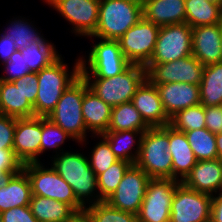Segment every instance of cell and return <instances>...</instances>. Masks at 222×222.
<instances>
[{"instance_id":"cell-9","label":"cell","mask_w":222,"mask_h":222,"mask_svg":"<svg viewBox=\"0 0 222 222\" xmlns=\"http://www.w3.org/2000/svg\"><path fill=\"white\" fill-rule=\"evenodd\" d=\"M180 183L176 179L151 178L137 222H170L172 200Z\"/></svg>"},{"instance_id":"cell-36","label":"cell","mask_w":222,"mask_h":222,"mask_svg":"<svg viewBox=\"0 0 222 222\" xmlns=\"http://www.w3.org/2000/svg\"><path fill=\"white\" fill-rule=\"evenodd\" d=\"M26 20H14L12 21L11 26L8 28L4 34L13 38L17 50L28 48L32 43L37 41H48L40 36V33L37 32L34 27L32 28L29 22ZM39 34V35H38Z\"/></svg>"},{"instance_id":"cell-2","label":"cell","mask_w":222,"mask_h":222,"mask_svg":"<svg viewBox=\"0 0 222 222\" xmlns=\"http://www.w3.org/2000/svg\"><path fill=\"white\" fill-rule=\"evenodd\" d=\"M61 151L62 154L58 153L57 157H53L51 167L72 187L77 201L84 208L85 199L87 201L90 197L94 200H89L92 204L100 202L99 195L94 194L98 189L97 177L90 167L88 158L81 153L63 152V149Z\"/></svg>"},{"instance_id":"cell-10","label":"cell","mask_w":222,"mask_h":222,"mask_svg":"<svg viewBox=\"0 0 222 222\" xmlns=\"http://www.w3.org/2000/svg\"><path fill=\"white\" fill-rule=\"evenodd\" d=\"M192 55V27L184 23L160 27L154 53L147 64H161Z\"/></svg>"},{"instance_id":"cell-4","label":"cell","mask_w":222,"mask_h":222,"mask_svg":"<svg viewBox=\"0 0 222 222\" xmlns=\"http://www.w3.org/2000/svg\"><path fill=\"white\" fill-rule=\"evenodd\" d=\"M142 17V0H100L98 23L90 37L118 40Z\"/></svg>"},{"instance_id":"cell-37","label":"cell","mask_w":222,"mask_h":222,"mask_svg":"<svg viewBox=\"0 0 222 222\" xmlns=\"http://www.w3.org/2000/svg\"><path fill=\"white\" fill-rule=\"evenodd\" d=\"M101 141L92 150L89 164L95 176L105 172L113 163L119 159L115 156L108 141L101 136Z\"/></svg>"},{"instance_id":"cell-13","label":"cell","mask_w":222,"mask_h":222,"mask_svg":"<svg viewBox=\"0 0 222 222\" xmlns=\"http://www.w3.org/2000/svg\"><path fill=\"white\" fill-rule=\"evenodd\" d=\"M147 78L154 84L187 83L200 85L204 65L193 55L161 64H146Z\"/></svg>"},{"instance_id":"cell-11","label":"cell","mask_w":222,"mask_h":222,"mask_svg":"<svg viewBox=\"0 0 222 222\" xmlns=\"http://www.w3.org/2000/svg\"><path fill=\"white\" fill-rule=\"evenodd\" d=\"M160 27L142 19L129 28L117 41L131 64L145 66L151 59Z\"/></svg>"},{"instance_id":"cell-12","label":"cell","mask_w":222,"mask_h":222,"mask_svg":"<svg viewBox=\"0 0 222 222\" xmlns=\"http://www.w3.org/2000/svg\"><path fill=\"white\" fill-rule=\"evenodd\" d=\"M212 195L195 191L182 182L176 187L170 209V222H208Z\"/></svg>"},{"instance_id":"cell-43","label":"cell","mask_w":222,"mask_h":222,"mask_svg":"<svg viewBox=\"0 0 222 222\" xmlns=\"http://www.w3.org/2000/svg\"><path fill=\"white\" fill-rule=\"evenodd\" d=\"M206 128L214 134L222 132L221 105L204 107Z\"/></svg>"},{"instance_id":"cell-50","label":"cell","mask_w":222,"mask_h":222,"mask_svg":"<svg viewBox=\"0 0 222 222\" xmlns=\"http://www.w3.org/2000/svg\"><path fill=\"white\" fill-rule=\"evenodd\" d=\"M206 1H209V2H212L214 4H217V5H221L222 6V0H206Z\"/></svg>"},{"instance_id":"cell-23","label":"cell","mask_w":222,"mask_h":222,"mask_svg":"<svg viewBox=\"0 0 222 222\" xmlns=\"http://www.w3.org/2000/svg\"><path fill=\"white\" fill-rule=\"evenodd\" d=\"M112 107L87 88L82 102V114L87 130L96 136L108 131Z\"/></svg>"},{"instance_id":"cell-30","label":"cell","mask_w":222,"mask_h":222,"mask_svg":"<svg viewBox=\"0 0 222 222\" xmlns=\"http://www.w3.org/2000/svg\"><path fill=\"white\" fill-rule=\"evenodd\" d=\"M148 128L150 126L131 101L112 107L108 131L135 130L144 133Z\"/></svg>"},{"instance_id":"cell-22","label":"cell","mask_w":222,"mask_h":222,"mask_svg":"<svg viewBox=\"0 0 222 222\" xmlns=\"http://www.w3.org/2000/svg\"><path fill=\"white\" fill-rule=\"evenodd\" d=\"M169 153L172 158L173 179L182 182L196 165V158L182 131L169 124ZM180 177V179L178 178Z\"/></svg>"},{"instance_id":"cell-32","label":"cell","mask_w":222,"mask_h":222,"mask_svg":"<svg viewBox=\"0 0 222 222\" xmlns=\"http://www.w3.org/2000/svg\"><path fill=\"white\" fill-rule=\"evenodd\" d=\"M197 161L218 158L216 138L207 128L184 132Z\"/></svg>"},{"instance_id":"cell-39","label":"cell","mask_w":222,"mask_h":222,"mask_svg":"<svg viewBox=\"0 0 222 222\" xmlns=\"http://www.w3.org/2000/svg\"><path fill=\"white\" fill-rule=\"evenodd\" d=\"M5 67V72L8 76H1V81L13 82L18 78H22L26 74L30 73V70L23 60L21 50H16L11 56L10 59L3 64Z\"/></svg>"},{"instance_id":"cell-28","label":"cell","mask_w":222,"mask_h":222,"mask_svg":"<svg viewBox=\"0 0 222 222\" xmlns=\"http://www.w3.org/2000/svg\"><path fill=\"white\" fill-rule=\"evenodd\" d=\"M200 104L203 107L222 104V62L206 65L200 83Z\"/></svg>"},{"instance_id":"cell-3","label":"cell","mask_w":222,"mask_h":222,"mask_svg":"<svg viewBox=\"0 0 222 222\" xmlns=\"http://www.w3.org/2000/svg\"><path fill=\"white\" fill-rule=\"evenodd\" d=\"M169 144V124L148 128L141 137L140 151L135 165L150 178L173 179Z\"/></svg>"},{"instance_id":"cell-24","label":"cell","mask_w":222,"mask_h":222,"mask_svg":"<svg viewBox=\"0 0 222 222\" xmlns=\"http://www.w3.org/2000/svg\"><path fill=\"white\" fill-rule=\"evenodd\" d=\"M32 197L30 180L21 169L6 186L0 188V213L19 206H29Z\"/></svg>"},{"instance_id":"cell-8","label":"cell","mask_w":222,"mask_h":222,"mask_svg":"<svg viewBox=\"0 0 222 222\" xmlns=\"http://www.w3.org/2000/svg\"><path fill=\"white\" fill-rule=\"evenodd\" d=\"M22 169L30 180L32 195L47 197L70 205L75 211L84 207L77 201L72 187L51 167L40 162L24 164Z\"/></svg>"},{"instance_id":"cell-16","label":"cell","mask_w":222,"mask_h":222,"mask_svg":"<svg viewBox=\"0 0 222 222\" xmlns=\"http://www.w3.org/2000/svg\"><path fill=\"white\" fill-rule=\"evenodd\" d=\"M41 139L42 117L16 118L13 152L23 165L40 162Z\"/></svg>"},{"instance_id":"cell-35","label":"cell","mask_w":222,"mask_h":222,"mask_svg":"<svg viewBox=\"0 0 222 222\" xmlns=\"http://www.w3.org/2000/svg\"><path fill=\"white\" fill-rule=\"evenodd\" d=\"M88 204L86 209L89 211L93 222H137V215L118 210L106 201Z\"/></svg>"},{"instance_id":"cell-44","label":"cell","mask_w":222,"mask_h":222,"mask_svg":"<svg viewBox=\"0 0 222 222\" xmlns=\"http://www.w3.org/2000/svg\"><path fill=\"white\" fill-rule=\"evenodd\" d=\"M23 164L16 158L13 149H0V169H22Z\"/></svg>"},{"instance_id":"cell-1","label":"cell","mask_w":222,"mask_h":222,"mask_svg":"<svg viewBox=\"0 0 222 222\" xmlns=\"http://www.w3.org/2000/svg\"><path fill=\"white\" fill-rule=\"evenodd\" d=\"M58 57L48 67L37 72L38 94L33 105L34 116L48 117L63 92L81 76V61L77 60L68 74L67 65Z\"/></svg>"},{"instance_id":"cell-47","label":"cell","mask_w":222,"mask_h":222,"mask_svg":"<svg viewBox=\"0 0 222 222\" xmlns=\"http://www.w3.org/2000/svg\"><path fill=\"white\" fill-rule=\"evenodd\" d=\"M66 222H93L89 211L84 208L82 210L75 211Z\"/></svg>"},{"instance_id":"cell-34","label":"cell","mask_w":222,"mask_h":222,"mask_svg":"<svg viewBox=\"0 0 222 222\" xmlns=\"http://www.w3.org/2000/svg\"><path fill=\"white\" fill-rule=\"evenodd\" d=\"M170 125L182 132L206 128L204 107L199 104L179 111L171 118Z\"/></svg>"},{"instance_id":"cell-14","label":"cell","mask_w":222,"mask_h":222,"mask_svg":"<svg viewBox=\"0 0 222 222\" xmlns=\"http://www.w3.org/2000/svg\"><path fill=\"white\" fill-rule=\"evenodd\" d=\"M151 178L138 166L131 165L115 192L106 200L112 207L138 214Z\"/></svg>"},{"instance_id":"cell-51","label":"cell","mask_w":222,"mask_h":222,"mask_svg":"<svg viewBox=\"0 0 222 222\" xmlns=\"http://www.w3.org/2000/svg\"><path fill=\"white\" fill-rule=\"evenodd\" d=\"M221 42H222V22H221Z\"/></svg>"},{"instance_id":"cell-49","label":"cell","mask_w":222,"mask_h":222,"mask_svg":"<svg viewBox=\"0 0 222 222\" xmlns=\"http://www.w3.org/2000/svg\"><path fill=\"white\" fill-rule=\"evenodd\" d=\"M218 159L222 161V132L215 135Z\"/></svg>"},{"instance_id":"cell-33","label":"cell","mask_w":222,"mask_h":222,"mask_svg":"<svg viewBox=\"0 0 222 222\" xmlns=\"http://www.w3.org/2000/svg\"><path fill=\"white\" fill-rule=\"evenodd\" d=\"M132 164L118 160L113 163L105 172L97 176V187L100 201H106L117 189L124 173Z\"/></svg>"},{"instance_id":"cell-29","label":"cell","mask_w":222,"mask_h":222,"mask_svg":"<svg viewBox=\"0 0 222 222\" xmlns=\"http://www.w3.org/2000/svg\"><path fill=\"white\" fill-rule=\"evenodd\" d=\"M185 22L192 28L222 22V6L206 0H185Z\"/></svg>"},{"instance_id":"cell-26","label":"cell","mask_w":222,"mask_h":222,"mask_svg":"<svg viewBox=\"0 0 222 222\" xmlns=\"http://www.w3.org/2000/svg\"><path fill=\"white\" fill-rule=\"evenodd\" d=\"M29 206L38 222H66L75 212L67 203L38 195H32Z\"/></svg>"},{"instance_id":"cell-48","label":"cell","mask_w":222,"mask_h":222,"mask_svg":"<svg viewBox=\"0 0 222 222\" xmlns=\"http://www.w3.org/2000/svg\"><path fill=\"white\" fill-rule=\"evenodd\" d=\"M21 169H0V188L6 186L11 177Z\"/></svg>"},{"instance_id":"cell-31","label":"cell","mask_w":222,"mask_h":222,"mask_svg":"<svg viewBox=\"0 0 222 222\" xmlns=\"http://www.w3.org/2000/svg\"><path fill=\"white\" fill-rule=\"evenodd\" d=\"M23 60L26 62L30 72H39L48 67L59 56L55 46L48 41H37L28 48L21 49Z\"/></svg>"},{"instance_id":"cell-6","label":"cell","mask_w":222,"mask_h":222,"mask_svg":"<svg viewBox=\"0 0 222 222\" xmlns=\"http://www.w3.org/2000/svg\"><path fill=\"white\" fill-rule=\"evenodd\" d=\"M147 78L143 65L131 64L124 72L109 78L85 79L88 88L111 107L130 102Z\"/></svg>"},{"instance_id":"cell-38","label":"cell","mask_w":222,"mask_h":222,"mask_svg":"<svg viewBox=\"0 0 222 222\" xmlns=\"http://www.w3.org/2000/svg\"><path fill=\"white\" fill-rule=\"evenodd\" d=\"M67 138L72 137L49 118L42 117L41 154L48 148L58 149Z\"/></svg>"},{"instance_id":"cell-19","label":"cell","mask_w":222,"mask_h":222,"mask_svg":"<svg viewBox=\"0 0 222 222\" xmlns=\"http://www.w3.org/2000/svg\"><path fill=\"white\" fill-rule=\"evenodd\" d=\"M164 110L171 119L179 111L200 104V86L187 83L155 85Z\"/></svg>"},{"instance_id":"cell-17","label":"cell","mask_w":222,"mask_h":222,"mask_svg":"<svg viewBox=\"0 0 222 222\" xmlns=\"http://www.w3.org/2000/svg\"><path fill=\"white\" fill-rule=\"evenodd\" d=\"M131 102L150 127L170 124L171 119L164 110L159 93L148 78L138 87Z\"/></svg>"},{"instance_id":"cell-5","label":"cell","mask_w":222,"mask_h":222,"mask_svg":"<svg viewBox=\"0 0 222 222\" xmlns=\"http://www.w3.org/2000/svg\"><path fill=\"white\" fill-rule=\"evenodd\" d=\"M87 88V82L80 76L63 92L54 110L47 117L67 132L73 141L76 139L79 143L86 141L87 135L82 114L83 96Z\"/></svg>"},{"instance_id":"cell-45","label":"cell","mask_w":222,"mask_h":222,"mask_svg":"<svg viewBox=\"0 0 222 222\" xmlns=\"http://www.w3.org/2000/svg\"><path fill=\"white\" fill-rule=\"evenodd\" d=\"M16 50L13 38L2 33V36H0V58L2 63L7 62Z\"/></svg>"},{"instance_id":"cell-25","label":"cell","mask_w":222,"mask_h":222,"mask_svg":"<svg viewBox=\"0 0 222 222\" xmlns=\"http://www.w3.org/2000/svg\"><path fill=\"white\" fill-rule=\"evenodd\" d=\"M0 114L14 118L34 116L33 105L26 99L19 85L0 80Z\"/></svg>"},{"instance_id":"cell-21","label":"cell","mask_w":222,"mask_h":222,"mask_svg":"<svg viewBox=\"0 0 222 222\" xmlns=\"http://www.w3.org/2000/svg\"><path fill=\"white\" fill-rule=\"evenodd\" d=\"M143 18L162 27L184 23L185 0H142Z\"/></svg>"},{"instance_id":"cell-42","label":"cell","mask_w":222,"mask_h":222,"mask_svg":"<svg viewBox=\"0 0 222 222\" xmlns=\"http://www.w3.org/2000/svg\"><path fill=\"white\" fill-rule=\"evenodd\" d=\"M3 222H38L30 206H19L1 213Z\"/></svg>"},{"instance_id":"cell-27","label":"cell","mask_w":222,"mask_h":222,"mask_svg":"<svg viewBox=\"0 0 222 222\" xmlns=\"http://www.w3.org/2000/svg\"><path fill=\"white\" fill-rule=\"evenodd\" d=\"M142 135L143 132L141 131L126 130V131H106L99 136L104 137L108 141L111 150L119 160H124L134 165L140 151V141ZM137 136H139L136 145L137 150L133 154L132 149L133 145L136 144L135 140Z\"/></svg>"},{"instance_id":"cell-7","label":"cell","mask_w":222,"mask_h":222,"mask_svg":"<svg viewBox=\"0 0 222 222\" xmlns=\"http://www.w3.org/2000/svg\"><path fill=\"white\" fill-rule=\"evenodd\" d=\"M83 59L80 58L81 76L84 79L114 77L131 65L123 55L118 41L111 39H102L92 47L87 59L88 67Z\"/></svg>"},{"instance_id":"cell-20","label":"cell","mask_w":222,"mask_h":222,"mask_svg":"<svg viewBox=\"0 0 222 222\" xmlns=\"http://www.w3.org/2000/svg\"><path fill=\"white\" fill-rule=\"evenodd\" d=\"M182 183L195 191L213 195L222 192V161H197Z\"/></svg>"},{"instance_id":"cell-40","label":"cell","mask_w":222,"mask_h":222,"mask_svg":"<svg viewBox=\"0 0 222 222\" xmlns=\"http://www.w3.org/2000/svg\"><path fill=\"white\" fill-rule=\"evenodd\" d=\"M16 118L0 114V149H13Z\"/></svg>"},{"instance_id":"cell-41","label":"cell","mask_w":222,"mask_h":222,"mask_svg":"<svg viewBox=\"0 0 222 222\" xmlns=\"http://www.w3.org/2000/svg\"><path fill=\"white\" fill-rule=\"evenodd\" d=\"M14 85H19L21 91L23 92L26 99L32 104H35L36 97L38 94V79L36 72H30L23 76L22 78H18L13 81Z\"/></svg>"},{"instance_id":"cell-15","label":"cell","mask_w":222,"mask_h":222,"mask_svg":"<svg viewBox=\"0 0 222 222\" xmlns=\"http://www.w3.org/2000/svg\"><path fill=\"white\" fill-rule=\"evenodd\" d=\"M69 21L74 32L80 36H91L98 23L100 0H45Z\"/></svg>"},{"instance_id":"cell-18","label":"cell","mask_w":222,"mask_h":222,"mask_svg":"<svg viewBox=\"0 0 222 222\" xmlns=\"http://www.w3.org/2000/svg\"><path fill=\"white\" fill-rule=\"evenodd\" d=\"M192 55L204 66L222 62L221 23L192 28Z\"/></svg>"},{"instance_id":"cell-46","label":"cell","mask_w":222,"mask_h":222,"mask_svg":"<svg viewBox=\"0 0 222 222\" xmlns=\"http://www.w3.org/2000/svg\"><path fill=\"white\" fill-rule=\"evenodd\" d=\"M211 221L222 222V192L215 197L212 195Z\"/></svg>"}]
</instances>
